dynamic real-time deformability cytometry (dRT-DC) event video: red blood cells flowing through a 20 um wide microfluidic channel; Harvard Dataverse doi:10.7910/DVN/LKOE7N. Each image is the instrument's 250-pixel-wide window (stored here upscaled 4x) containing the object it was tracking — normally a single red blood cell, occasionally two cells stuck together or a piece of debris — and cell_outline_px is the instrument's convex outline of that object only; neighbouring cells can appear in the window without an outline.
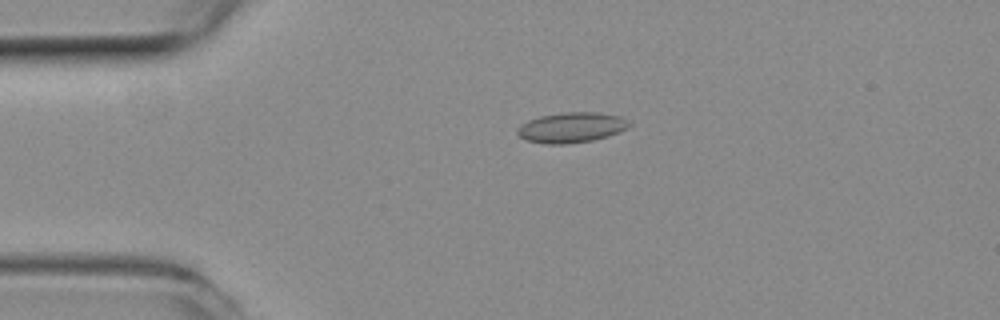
{"species": "common noctule bat (a hibernating species)", "species_latin": "Nyctalus noctula", "temperature_condition": "room temperature", "stored_images_in_passage": 51, "camera_frame_rate_fps": 3000, "um_per_image_px": 0.085, "animal": {"sex": "female", "body_mass_g": 19.3, "forearm_length_mm": 54.1}, "frame": {"image": 1, "passage_image": 11, "time_ms": 3.333, "image_size_px": [1000, 320], "cell_outline_px": [[632, 124], [628, 128], [608, 136], [592, 140], [564, 144], [544, 144], [528, 140], [520, 136], [516, 132], [516, 128], [520, 124], [528, 120], [540, 116], [564, 112], [600, 112], [620, 116]], "centroid_in_image_um": [48.56, 10.83], "position_along_channel_um": 36.4, "area_um2": 19.77}}
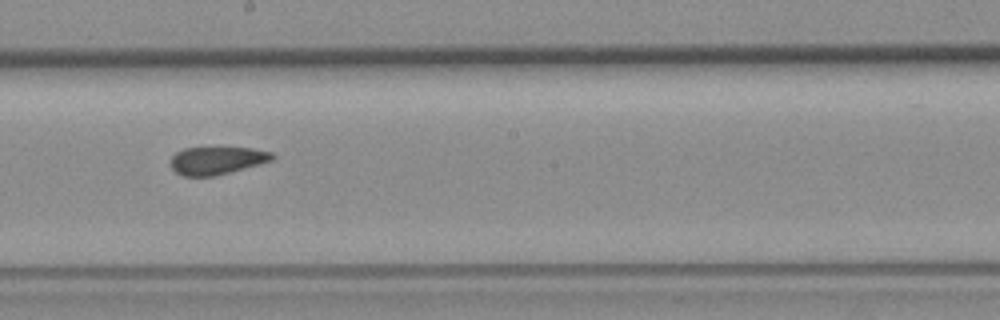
{"frame": {"image": 2, "passage_image": 28, "time_ms": 9.0, "image_size_px": [1000, 320], "cell_outline_px": [[276, 156], [272, 160], [260, 164], [212, 176], [184, 176], [176, 172], [172, 168], [172, 156], [176, 152], [184, 148], [252, 148], [272, 152]], "centroid_in_image_um": [18.45, 13.63], "position_along_channel_um": 229.7, "area_um2": 16.18}}
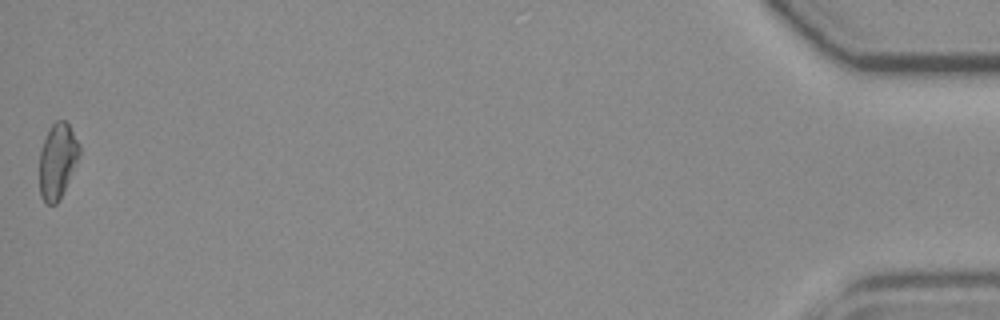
{"frame": {"image": 3, "passage_image": 51, "time_ms": 16.667, "image_size_px": [1000, 320], "cell_outline_px": [[80, 156], [56, 204], [48, 204], [40, 196], [40, 148], [52, 124], [56, 120], [64, 120], [68, 124], [80, 144]], "centroid_in_image_um": [4.89, 13.64], "position_along_channel_um": 430.3, "area_um2": 17.17}, "authors_computed_cell_mechanics": {"area_um2": 17.5712, "velocity_mm_per_s": 3.9872, "shape_relaxation_time_tau1_ms": null, "shape_relaxation_time_tau2_ms": 1.9235, "deformation_change_tau1": null, "deformation_change_tau2": 0.0725}}